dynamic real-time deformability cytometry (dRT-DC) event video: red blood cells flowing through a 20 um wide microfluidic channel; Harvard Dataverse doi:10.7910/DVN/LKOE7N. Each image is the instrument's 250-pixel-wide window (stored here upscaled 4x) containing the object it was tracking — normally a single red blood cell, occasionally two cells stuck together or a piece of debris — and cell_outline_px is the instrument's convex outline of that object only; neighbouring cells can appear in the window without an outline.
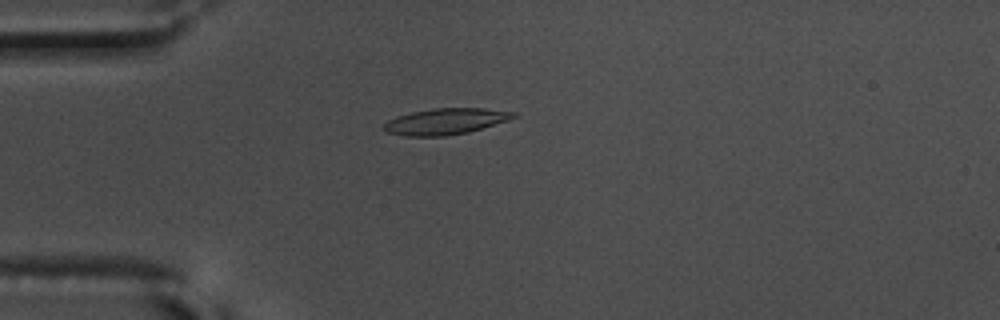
{"species": "common noctule bat (a hibernating species)", "species_latin": "Nyctalus noctula", "temperature_condition": "warm", "stored_images_in_passage": 57, "camera_frame_rate_fps": 3000, "um_per_image_px": 0.085, "animal": {"sex": "male", "body_mass_g": 17.5, "forearm_length_mm": 52.3}, "frame": {"image": 1, "passage_image": 16, "time_ms": 5.0, "image_size_px": [1000, 320], "cell_outline_px": [[520, 116], [508, 120], [468, 132], [444, 136], [404, 136], [388, 132], [384, 128], [384, 124], [388, 120], [396, 116], [412, 112], [432, 108], [484, 108], [516, 112]], "centroid_in_image_um": [37.9, 10.31], "position_along_channel_um": 47.1, "area_um2": 19.71}}
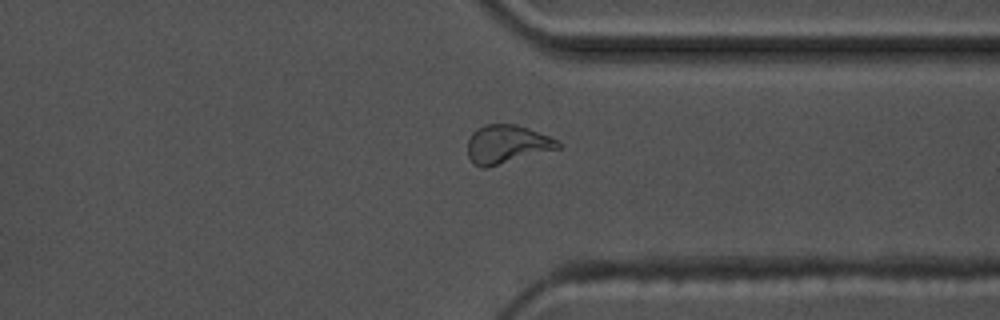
{"frame": {"image": 2, "passage_image": 44, "time_ms": 14.333, "image_size_px": [1000, 320], "cell_outline_px": [[560, 148], [488, 168], [480, 168], [472, 164], [468, 156], [468, 140], [472, 132], [476, 128], [484, 124], [516, 124], [528, 128], [548, 136], [556, 140], [560, 144]], "centroid_in_image_um": [43.03, 12.28], "position_along_channel_um": 368.4, "area_um2": 20.4}}
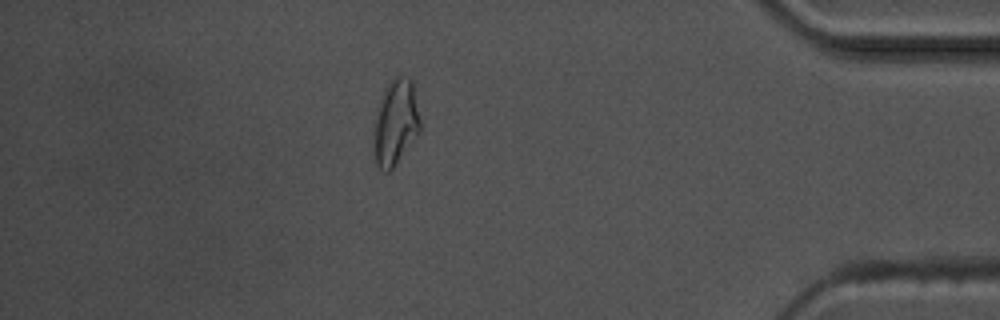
{"frame": {"image": 3, "passage_image": 50, "time_ms": 16.333, "image_size_px": [1000, 320], "cell_outline_px": [[420, 132], [392, 168], [388, 172], [384, 172], [376, 164], [372, 148], [372, 128], [376, 108], [384, 88], [392, 76], [400, 76], [412, 80], [420, 120]], "centroid_in_image_um": [33.56, 10.41], "position_along_channel_um": 401.6, "area_um2": 23.7}, "authors_computed_cell_mechanics": {"area_um2": 19.5364, "velocity_mm_per_s": 3.6283, "shape_relaxation_time_tau1_ms": 7.3949, "shape_relaxation_time_tau2_ms": 4.176, "deformation_change_tau1": 0.2186, "deformation_change_tau2": 0.0937}}